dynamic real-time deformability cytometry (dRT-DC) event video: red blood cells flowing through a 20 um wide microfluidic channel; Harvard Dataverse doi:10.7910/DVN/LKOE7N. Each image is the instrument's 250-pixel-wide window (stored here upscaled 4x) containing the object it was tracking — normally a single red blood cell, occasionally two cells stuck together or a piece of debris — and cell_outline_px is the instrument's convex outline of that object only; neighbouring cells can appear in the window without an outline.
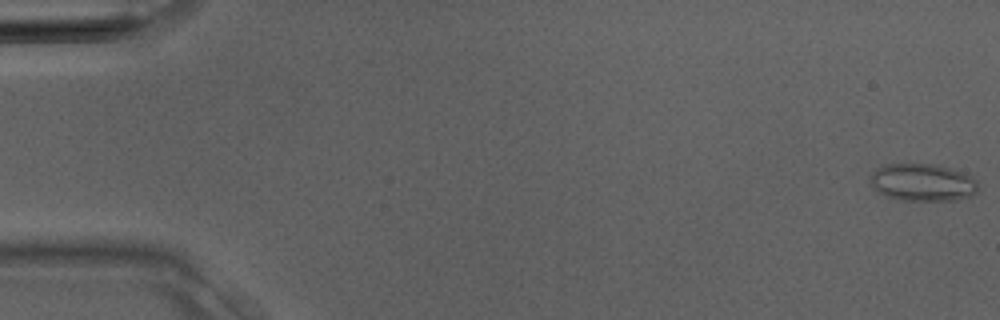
{"species": "Egyptian fruit bat (a non-hibernating species)", "species_latin": "Rousettus aegyptiacus", "temperature_condition": "room temperature", "stored_images_in_passage": 38, "camera_frame_rate_fps": 3000, "um_per_image_px": 0.085, "animal": {"sex": "male"}, "frame": {"image": 1, "passage_image": 1, "time_ms": 0.0, "image_size_px": [1000, 320], "cell_outline_px": [[976, 192], [972, 196], [956, 200], [904, 200], [888, 196], [880, 192], [868, 184], [868, 176], [876, 168], [884, 164], [936, 164], [952, 168], [972, 176], [976, 180]], "centroid_in_image_um": [78.39, 15.49], "position_along_channel_um": 6.6, "area_um2": 23.7}}
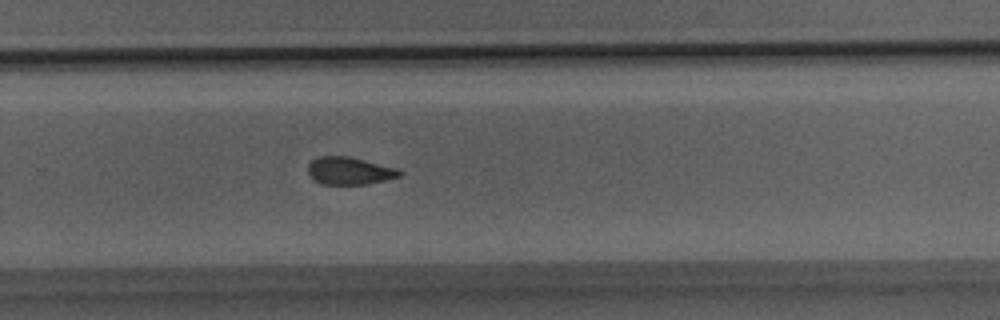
{"frame": {"image": 2, "passage_image": 25, "time_ms": 8.0, "image_size_px": [1000, 320], "cell_outline_px": [[404, 172], [400, 176], [388, 180], [368, 184], [320, 184], [308, 172], [308, 164], [312, 160], [320, 156], [352, 156], [400, 168]], "centroid_in_image_um": [29.8, 14.51], "position_along_channel_um": 300.0, "area_um2": 15.03}}
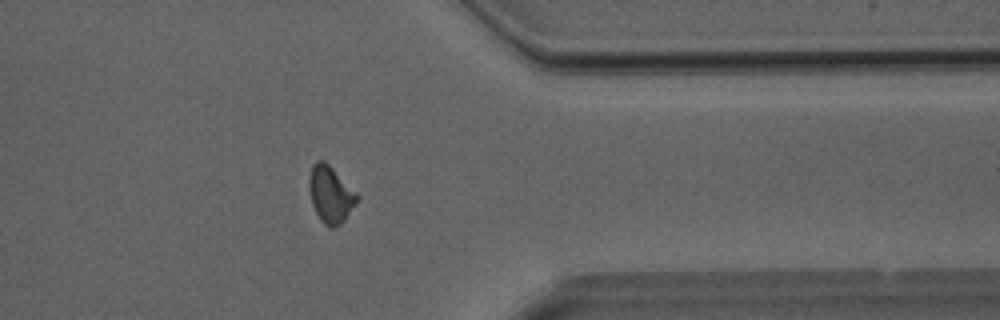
{"frame": {"image": 3, "passage_image": 30, "time_ms": 9.667, "image_size_px": [1000, 320], "cell_outline_px": [[360, 196], [356, 204], [344, 220], [340, 224], [332, 228], [324, 224], [320, 220], [312, 204], [308, 188], [308, 180], [312, 164], [316, 160], [324, 160]], "centroid_in_image_um": [28.08, 16.52], "position_along_channel_um": 383.3, "area_um2": 15.84}}